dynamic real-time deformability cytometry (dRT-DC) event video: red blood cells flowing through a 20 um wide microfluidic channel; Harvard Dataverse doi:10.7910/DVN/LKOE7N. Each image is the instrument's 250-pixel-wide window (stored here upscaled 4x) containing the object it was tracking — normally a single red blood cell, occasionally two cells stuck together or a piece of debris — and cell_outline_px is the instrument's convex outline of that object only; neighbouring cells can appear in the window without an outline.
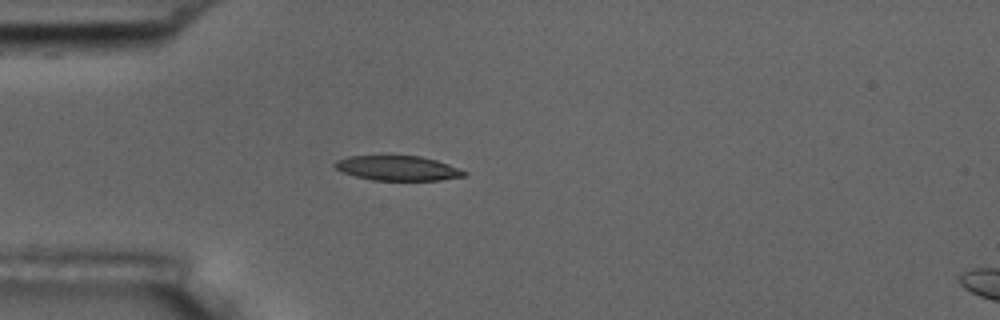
{"species": "common noctule bat (a hibernating species)", "species_latin": "Nyctalus noctula", "temperature_condition": "room temperature", "stored_images_in_passage": 4, "camera_frame_rate_fps": 3000, "um_per_image_px": 0.085, "animal": {"sex": "male", "body_mass_g": 17.5, "forearm_length_mm": 52.3}, "frame": {"image": 1, "passage_image": 4, "time_ms": 3.333, "image_size_px": [1000, 320], "cell_outline_px": [[468, 176], [440, 180], [372, 180], [356, 176], [344, 172], [336, 168], [332, 164], [336, 160], [348, 156], [420, 156], [436, 160], [448, 164], [468, 172]], "centroid_in_image_um": [33.83, 14.29], "position_along_channel_um": 51.2, "area_um2": 18.61}}